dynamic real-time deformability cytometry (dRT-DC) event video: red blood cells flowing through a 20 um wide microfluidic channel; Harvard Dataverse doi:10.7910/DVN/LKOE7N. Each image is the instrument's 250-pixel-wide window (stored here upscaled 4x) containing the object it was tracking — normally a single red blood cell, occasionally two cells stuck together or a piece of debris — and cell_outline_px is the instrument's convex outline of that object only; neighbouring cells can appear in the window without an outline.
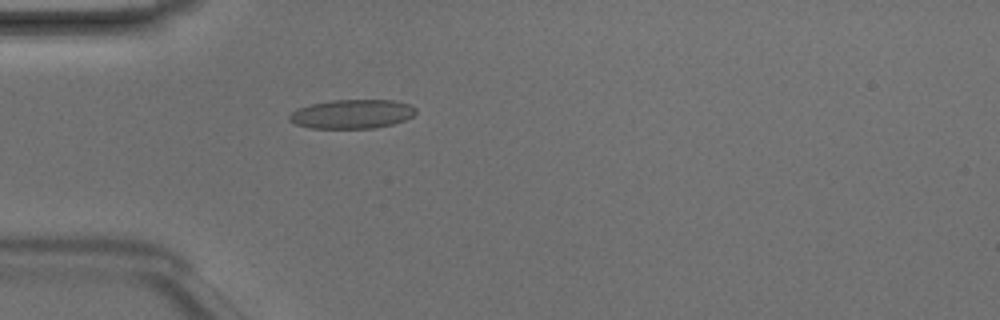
{"species": "Egyptian fruit bat (a non-hibernating species)", "species_latin": "Rousettus aegyptiacus", "temperature_condition": "room temperature", "stored_images_in_passage": 48, "camera_frame_rate_fps": 3000, "um_per_image_px": 0.085, "animal": {"sex": "male"}, "frame": {"image": 1, "passage_image": 14, "time_ms": 4.333, "image_size_px": [1000, 320], "cell_outline_px": [[416, 112], [412, 116], [404, 120], [392, 124], [376, 128], [308, 128], [296, 124], [288, 120], [288, 116], [296, 108], [312, 104], [332, 100], [392, 100], [412, 104], [416, 108]], "centroid_in_image_um": [29.92, 9.69], "position_along_channel_um": 55.1, "area_um2": 21.5}}
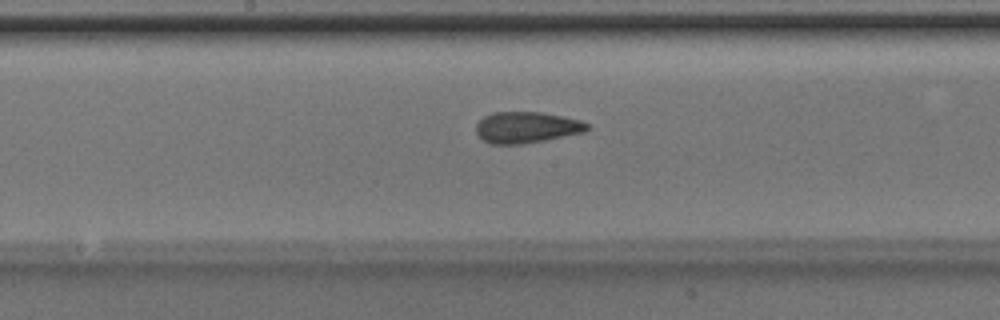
{"frame": {"image": 2, "passage_image": 25, "time_ms": 8.0, "image_size_px": [1000, 320], "cell_outline_px": [[588, 128], [584, 132], [544, 140], [520, 144], [492, 144], [484, 140], [476, 132], [476, 124], [484, 116], [492, 112], [540, 112], [564, 116], [580, 120], [588, 124]], "centroid_in_image_um": [44.74, 10.82], "position_along_channel_um": 203.5, "area_um2": 20.06}}
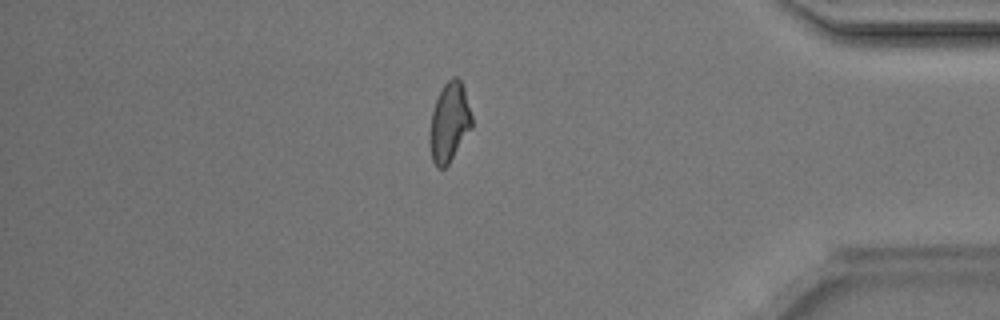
{"frame": {"image": 3, "passage_image": 41, "time_ms": 13.333, "image_size_px": [1000, 320], "cell_outline_px": [[472, 128], [448, 164], [444, 168], [436, 168], [432, 160], [428, 140], [428, 136], [432, 112], [436, 100], [444, 84], [452, 76], [456, 76], [460, 80], [464, 88], [472, 116]], "centroid_in_image_um": [38.18, 10.42], "position_along_channel_um": 397.0, "area_um2": 19.54}, "authors_computed_cell_mechanics": {"area_um2": 20.0566, "velocity_mm_per_s": 4.2207, "shape_relaxation_time_tau1_ms": 9.966, "shape_relaxation_time_tau2_ms": 1.6363, "deformation_change_tau1": 0.2085, "deformation_change_tau2": 0.0849}}